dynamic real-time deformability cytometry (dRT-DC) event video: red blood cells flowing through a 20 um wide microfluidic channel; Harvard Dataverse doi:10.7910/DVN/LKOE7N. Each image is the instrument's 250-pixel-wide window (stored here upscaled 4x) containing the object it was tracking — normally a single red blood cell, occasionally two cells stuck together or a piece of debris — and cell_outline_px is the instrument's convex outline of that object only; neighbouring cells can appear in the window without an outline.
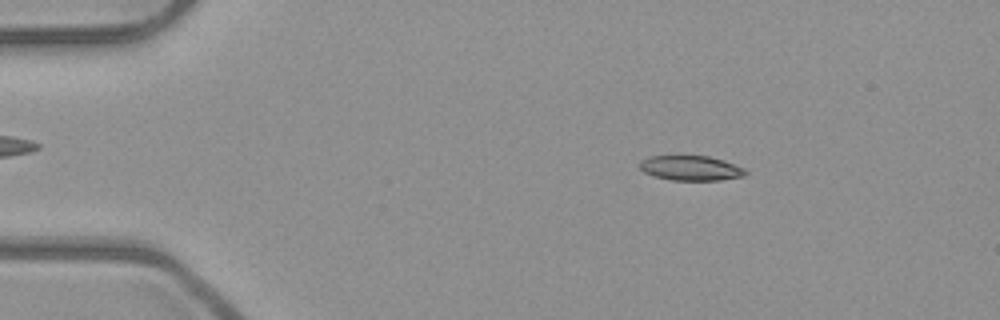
{"species": "common noctule bat (a hibernating species)", "species_latin": "Nyctalus noctula", "temperature_condition": "room temperature", "stored_images_in_passage": 46, "camera_frame_rate_fps": 3000, "um_per_image_px": 0.085, "animal": {"sex": "male", "body_mass_g": 23.1, "forearm_length_mm": 52.7}, "frame": {"image": 1, "passage_image": 3, "time_ms": 0.667, "image_size_px": [1000, 320], "cell_outline_px": [[748, 172], [744, 176], [720, 180], [672, 180], [656, 176], [644, 172], [640, 168], [640, 160], [648, 156], [708, 156], [724, 160], [744, 168]], "centroid_in_image_um": [58.73, 14.28], "position_along_channel_um": 26.3, "area_um2": 15.26}}
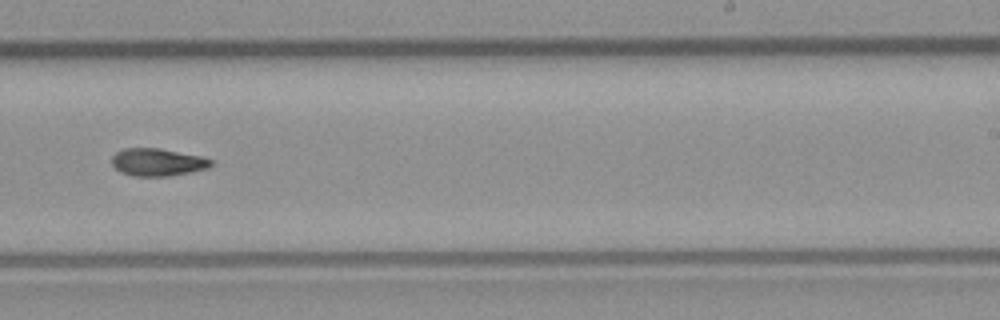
{"frame": {"image": 2, "passage_image": 27, "time_ms": 8.667, "image_size_px": [1000, 320], "cell_outline_px": [[212, 164], [208, 168], [168, 176], [132, 176], [120, 172], [112, 164], [112, 156], [116, 152], [124, 148], [160, 148], [200, 156], [212, 160]], "centroid_in_image_um": [13.36, 13.78], "position_along_channel_um": 275.6, "area_um2": 15.84}}
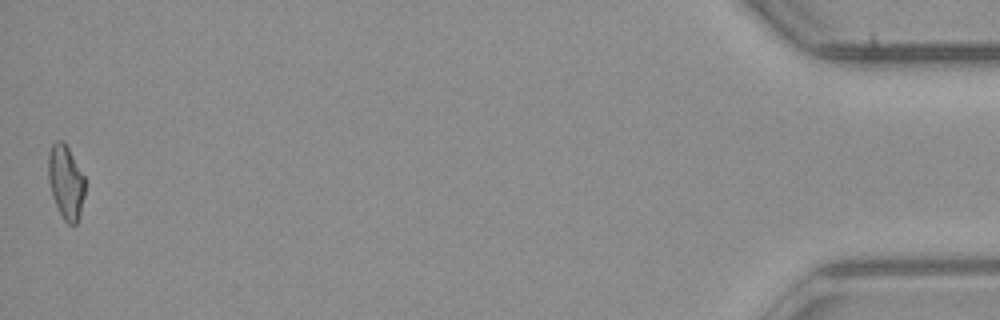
{"frame": {"image": 3, "passage_image": 46, "time_ms": 15.0, "image_size_px": [1000, 320], "cell_outline_px": [[84, 196], [80, 212], [76, 224], [68, 224], [64, 220], [56, 204], [48, 180], [48, 156], [52, 144], [56, 140], [60, 140], [68, 148], [84, 176]], "centroid_in_image_um": [5.59, 15.46], "position_along_channel_um": 429.6, "area_um2": 15.37}, "authors_computed_cell_mechanics": {"area_um2": 15.8661, "velocity_mm_per_s": 3.9919, "shape_relaxation_time_tau1_ms": 4.3965, "shape_relaxation_time_tau2_ms": null, "deformation_change_tau1": 0.1788, "deformation_change_tau2": null}}